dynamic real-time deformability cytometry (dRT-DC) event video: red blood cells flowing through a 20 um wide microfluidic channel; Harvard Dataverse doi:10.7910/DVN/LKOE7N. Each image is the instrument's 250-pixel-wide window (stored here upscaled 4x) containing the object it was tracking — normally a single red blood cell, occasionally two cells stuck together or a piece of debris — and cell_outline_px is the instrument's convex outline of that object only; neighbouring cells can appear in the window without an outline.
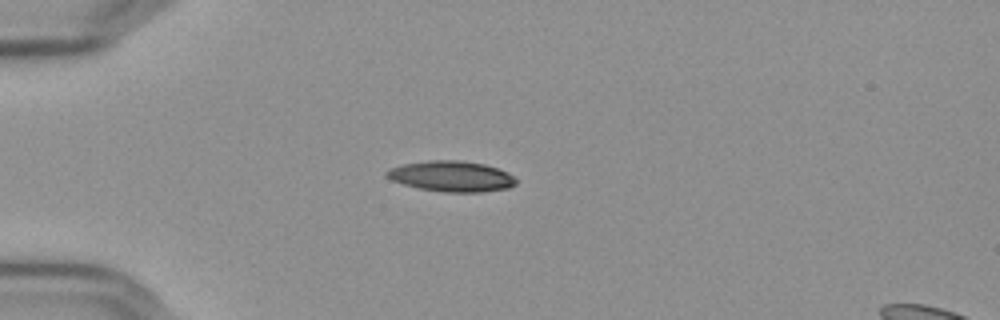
{"species": "Egyptian fruit bat (a non-hibernating species)", "species_latin": "Rousettus aegyptiacus", "temperature_condition": "cold", "stored_images_in_passage": 10, "camera_frame_rate_fps": 3000, "um_per_image_px": 0.085, "frame": {"image": 1, "passage_image": 4, "time_ms": 1.0, "image_size_px": [1000, 320], "cell_outline_px": [[516, 184], [508, 188], [480, 192], [444, 192], [420, 188], [404, 184], [392, 180], [384, 176], [384, 172], [388, 168], [404, 164], [428, 160], [460, 160], [484, 164], [508, 172], [516, 180]], "centroid_in_image_um": [38.34, 14.98], "position_along_channel_um": 46.7, "area_um2": 23.06}}
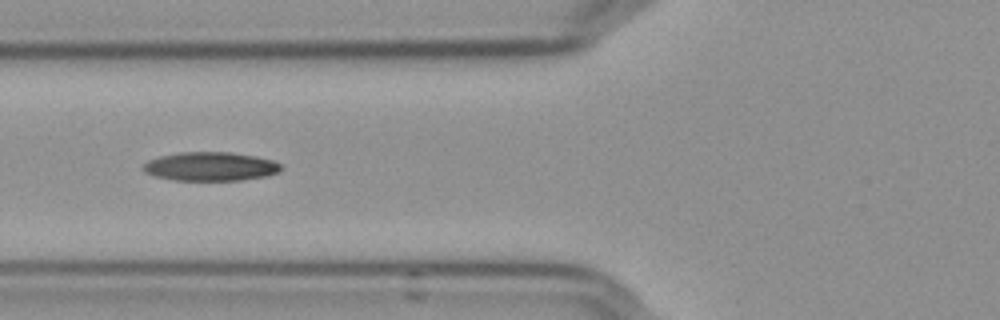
{"frame": {"image": 2, "passage_image": 6, "time_ms": 1.667, "image_size_px": [1000, 320], "cell_outline_px": [[280, 172], [264, 176], [240, 180], [172, 180], [156, 176], [144, 172], [140, 168], [148, 160], [160, 156], [180, 152], [232, 152], [256, 156], [272, 160], [280, 164]], "centroid_in_image_um": [17.86, 14.14], "position_along_channel_um": 107.9, "area_um2": 23.12}}
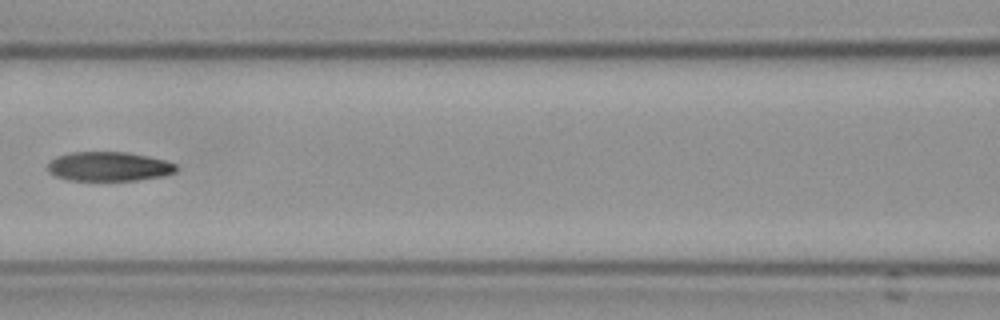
{"frame": {"image": 3, "passage_image": 7, "time_ms": 2.0, "image_size_px": [1000, 320], "cell_outline_px": [[180, 168], [176, 172], [164, 176], [136, 180], [68, 180], [56, 176], [48, 172], [48, 164], [56, 156], [72, 152], [128, 152], [148, 156], [164, 160], [176, 164]], "centroid_in_image_um": [9.29, 14.15], "position_along_channel_um": 157.3, "area_um2": 22.02}}